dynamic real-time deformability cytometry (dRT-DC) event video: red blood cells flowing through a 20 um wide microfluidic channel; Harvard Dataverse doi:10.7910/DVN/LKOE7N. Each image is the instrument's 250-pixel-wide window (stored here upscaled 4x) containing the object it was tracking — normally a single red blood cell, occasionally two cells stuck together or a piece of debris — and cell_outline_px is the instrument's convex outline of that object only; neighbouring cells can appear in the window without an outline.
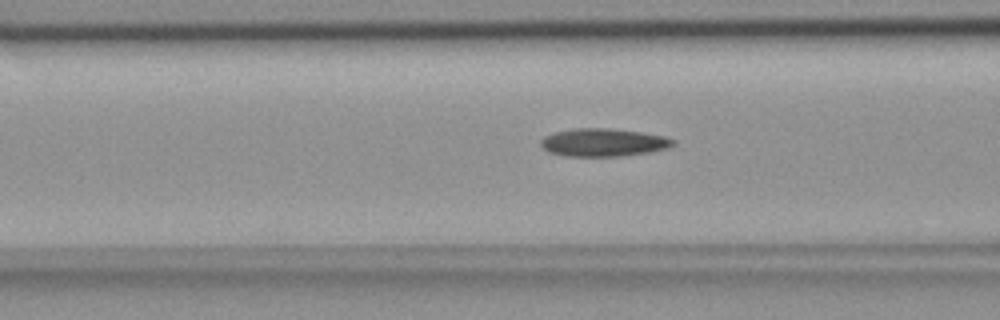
{"species": "common noctule bat (a hibernating species)", "species_latin": "Nyctalus noctula", "temperature_condition": "room temperature", "stored_images_in_passage": 37, "camera_frame_rate_fps": 3000, "um_per_image_px": 0.085, "animal": {"sex": "female", "body_mass_g": 18.4}, "frame": {"image": 1, "passage_image": 4, "time_ms": 1.0, "image_size_px": [1000, 320], "cell_outline_px": [[676, 144], [668, 148], [648, 152], [620, 156], [564, 156], [548, 152], [540, 144], [540, 140], [544, 136], [556, 132], [576, 128], [608, 128], [640, 132], [664, 136], [676, 140]], "centroid_in_image_um": [51.29, 12.11], "position_along_channel_um": 115.3, "area_um2": 21.5}}
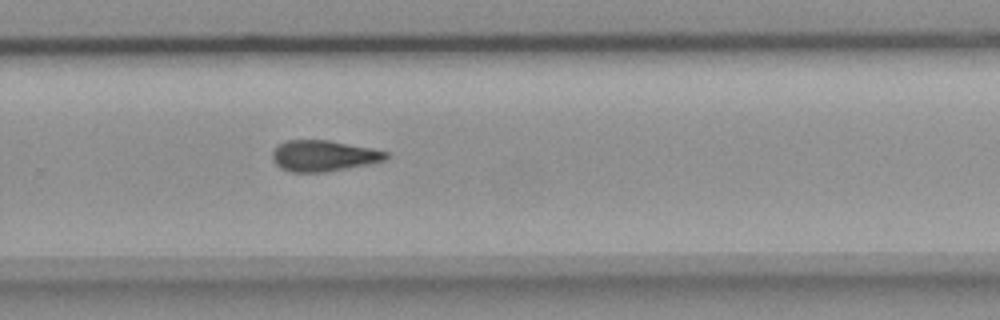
{"frame": {"image": 2, "passage_image": 19, "time_ms": 6.0, "image_size_px": [1000, 320], "cell_outline_px": [[388, 156], [384, 160], [368, 164], [348, 168], [324, 172], [292, 172], [280, 168], [272, 160], [272, 152], [280, 144], [288, 140], [328, 140], [372, 148], [388, 152]], "centroid_in_image_um": [27.49, 13.24], "position_along_channel_um": 302.3, "area_um2": 20.4}}
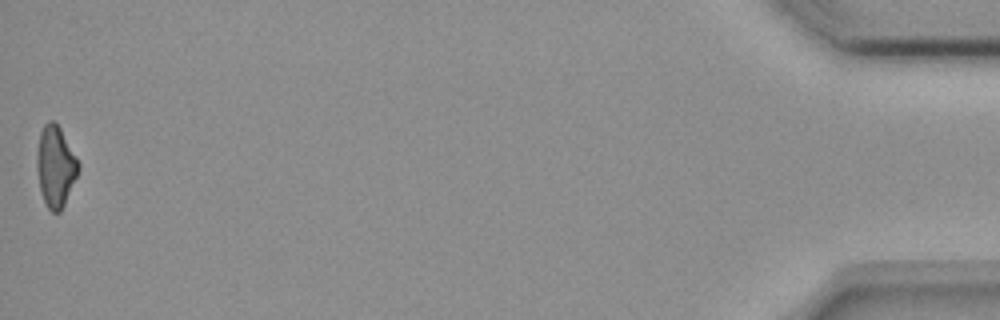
{"frame": {"image": 3, "passage_image": 37, "time_ms": 12.0, "image_size_px": [1000, 320], "cell_outline_px": [[80, 168], [64, 204], [60, 212], [52, 212], [48, 208], [40, 192], [36, 168], [36, 156], [40, 132], [44, 124], [48, 120], [56, 120], [80, 164]], "centroid_in_image_um": [4.7, 14.11], "position_along_channel_um": 430.5, "area_um2": 19.65}}